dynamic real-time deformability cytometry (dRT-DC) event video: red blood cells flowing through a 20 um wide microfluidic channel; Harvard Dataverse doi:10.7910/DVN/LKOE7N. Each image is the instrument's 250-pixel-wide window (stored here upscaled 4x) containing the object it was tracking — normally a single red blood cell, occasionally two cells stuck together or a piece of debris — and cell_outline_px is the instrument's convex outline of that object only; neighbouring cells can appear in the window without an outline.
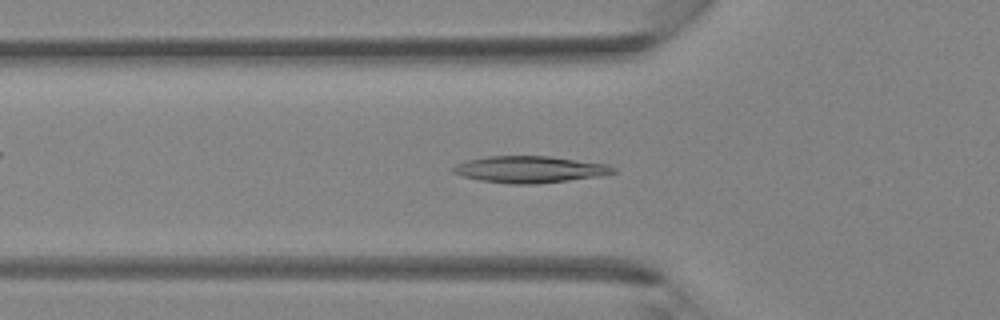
{"species": "Egyptian fruit bat (a non-hibernating species)", "species_latin": "Rousettus aegyptiacus", "temperature_condition": "room temperature", "stored_images_in_passage": 9, "camera_frame_rate_fps": 3000, "um_per_image_px": 0.085, "animal": {"sex": "female"}, "frame": {"image": 1, "passage_image": 2, "time_ms": 0.333, "image_size_px": [1000, 320], "cell_outline_px": [[616, 172], [604, 176], [536, 184], [512, 184], [480, 180], [464, 176], [452, 172], [452, 168], [456, 164], [464, 160], [488, 156], [552, 156], [608, 164], [616, 168]], "centroid_in_image_um": [45.07, 14.39], "position_along_channel_um": 80.7, "area_um2": 25.14}}
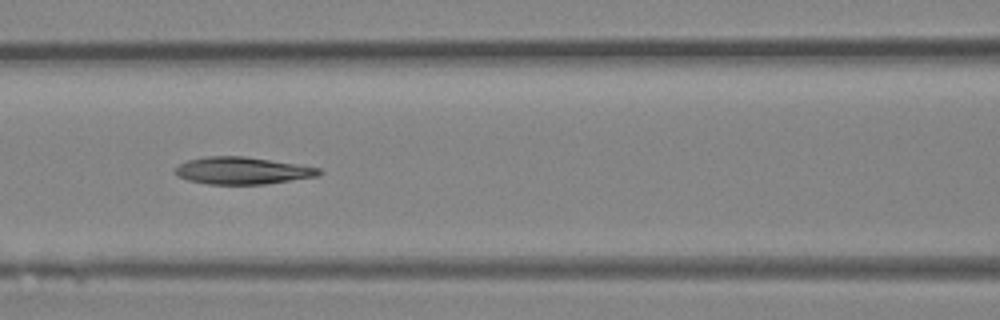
{"frame": {"image": 2, "passage_image": 6, "time_ms": 1.667, "image_size_px": [1000, 320], "cell_outline_px": [[324, 172], [316, 176], [268, 184], [208, 184], [188, 180], [176, 176], [176, 168], [180, 164], [188, 160], [204, 156], [244, 156], [296, 164], [320, 168]], "centroid_in_image_um": [20.59, 14.5], "position_along_channel_um": 146.0, "area_um2": 22.66}}
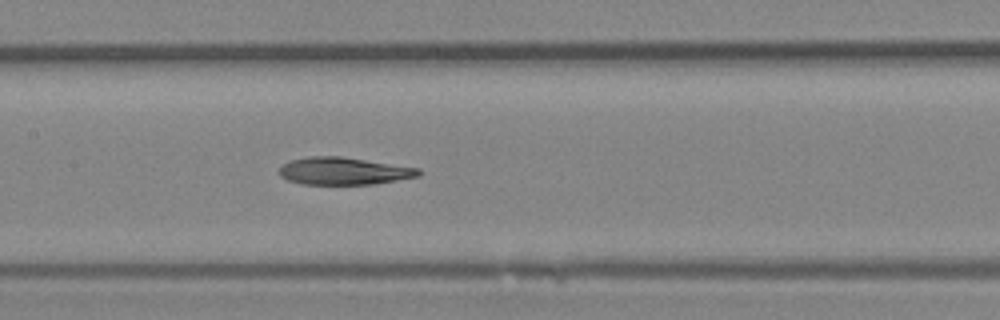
{"frame": {"image": 3, "passage_image": 8, "time_ms": 2.333, "image_size_px": [1000, 320], "cell_outline_px": [[424, 172], [420, 176], [372, 184], [300, 184], [288, 180], [280, 176], [280, 168], [284, 164], [292, 160], [308, 156], [340, 156], [420, 168]], "centroid_in_image_um": [29.25, 14.54], "position_along_channel_um": 178.1, "area_um2": 22.2}}